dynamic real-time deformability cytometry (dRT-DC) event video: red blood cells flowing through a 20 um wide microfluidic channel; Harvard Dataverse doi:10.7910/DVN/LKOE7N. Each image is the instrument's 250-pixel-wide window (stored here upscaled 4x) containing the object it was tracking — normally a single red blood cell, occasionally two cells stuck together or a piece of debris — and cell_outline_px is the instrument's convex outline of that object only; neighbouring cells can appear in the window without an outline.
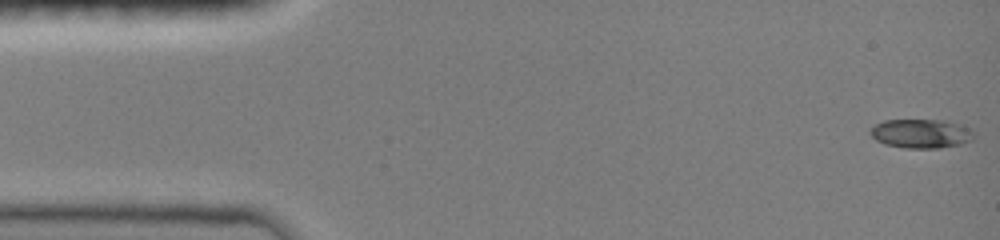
{"species": "common noctule bat (a hibernating species)", "species_latin": "Nyctalus noctula", "temperature_condition": "room temperature", "stored_images_in_passage": 47, "camera_frame_rate_fps": 3000, "um_per_image_px": 0.085, "animal": {"sex": "female", "body_mass_g": 19.0, "forearm_length_mm": 51.5}, "frame": {"image": 1, "passage_image": 1, "time_ms": 0.0, "image_size_px": [1000, 240], "cell_outline_px": [[976, 136], [972, 140], [960, 144], [940, 148], [904, 148], [884, 144], [876, 140], [872, 136], [872, 128], [876, 124], [884, 120], [940, 120], [972, 128]], "centroid_in_image_um": [78.33, 11.36], "position_along_channel_um": 6.7, "area_um2": 17.46}}
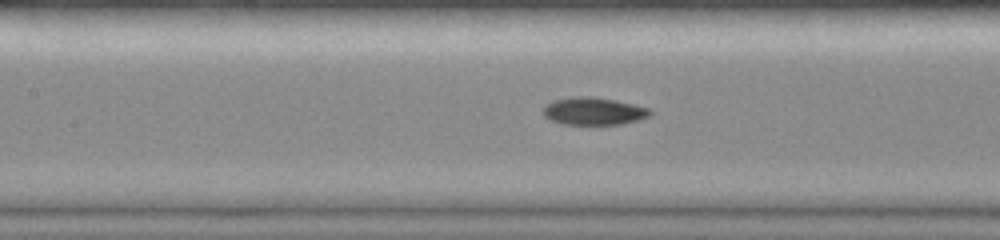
{"frame": {"image": 2, "passage_image": 21, "time_ms": 6.667, "image_size_px": [1000, 240], "cell_outline_px": [[652, 112], [648, 116], [640, 120], [624, 124], [560, 124], [544, 116], [544, 104], [552, 100], [572, 96], [592, 96], [616, 100], [648, 108]], "centroid_in_image_um": [50.43, 9.44], "position_along_channel_um": 157.0, "area_um2": 17.28}}
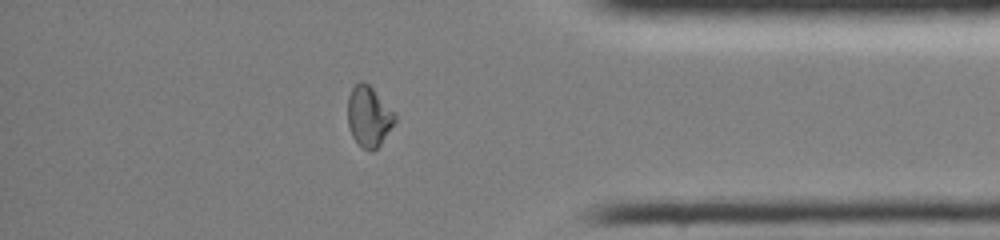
{"frame": {"image": 3, "passage_image": 40, "time_ms": 13.0, "image_size_px": [1000, 240], "cell_outline_px": [[396, 120], [380, 144], [376, 148], [364, 148], [352, 136], [348, 124], [348, 96], [352, 88], [360, 80], [368, 84], [372, 88], [396, 116]], "centroid_in_image_um": [31.32, 9.86], "position_along_channel_um": 403.9, "area_um2": 15.95}, "authors_computed_cell_mechanics": {"area_um2": 16.6464, "velocity_mm_per_s": 4.0711, "shape_relaxation_time_tau1_ms": 10.1654, "shape_relaxation_time_tau2_ms": 2.7852, "deformation_change_tau1": 0.2979, "deformation_change_tau2": 0.0545}}